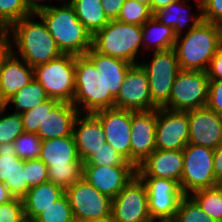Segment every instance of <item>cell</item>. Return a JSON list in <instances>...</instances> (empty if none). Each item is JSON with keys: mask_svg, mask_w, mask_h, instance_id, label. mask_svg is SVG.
I'll use <instances>...</instances> for the list:
<instances>
[{"mask_svg": "<svg viewBox=\"0 0 222 222\" xmlns=\"http://www.w3.org/2000/svg\"><path fill=\"white\" fill-rule=\"evenodd\" d=\"M192 17V25L181 39L177 36L174 50L181 70L205 71L222 45V26L202 20L201 13ZM179 39L181 41H179Z\"/></svg>", "mask_w": 222, "mask_h": 222, "instance_id": "6da1fadb", "label": "cell"}, {"mask_svg": "<svg viewBox=\"0 0 222 222\" xmlns=\"http://www.w3.org/2000/svg\"><path fill=\"white\" fill-rule=\"evenodd\" d=\"M35 15L43 20L62 54L85 55L92 47V35L78 20L70 3L49 6Z\"/></svg>", "mask_w": 222, "mask_h": 222, "instance_id": "7a4b0ae2", "label": "cell"}, {"mask_svg": "<svg viewBox=\"0 0 222 222\" xmlns=\"http://www.w3.org/2000/svg\"><path fill=\"white\" fill-rule=\"evenodd\" d=\"M34 16L24 17L8 28L12 30L19 56L33 68L62 54L43 20L40 19L41 23L34 22L31 20Z\"/></svg>", "mask_w": 222, "mask_h": 222, "instance_id": "3957f363", "label": "cell"}, {"mask_svg": "<svg viewBox=\"0 0 222 222\" xmlns=\"http://www.w3.org/2000/svg\"><path fill=\"white\" fill-rule=\"evenodd\" d=\"M141 44L143 45L142 26L118 20H110L92 36V47L97 52L131 64H138L135 58Z\"/></svg>", "mask_w": 222, "mask_h": 222, "instance_id": "277c9868", "label": "cell"}, {"mask_svg": "<svg viewBox=\"0 0 222 222\" xmlns=\"http://www.w3.org/2000/svg\"><path fill=\"white\" fill-rule=\"evenodd\" d=\"M115 98L106 95L105 82L94 65L86 56H75V95L72 104L86 113L114 107ZM83 104L82 106L79 105Z\"/></svg>", "mask_w": 222, "mask_h": 222, "instance_id": "5b68a950", "label": "cell"}, {"mask_svg": "<svg viewBox=\"0 0 222 222\" xmlns=\"http://www.w3.org/2000/svg\"><path fill=\"white\" fill-rule=\"evenodd\" d=\"M34 69V79L51 99L72 103L75 95V56L61 54Z\"/></svg>", "mask_w": 222, "mask_h": 222, "instance_id": "8992f818", "label": "cell"}, {"mask_svg": "<svg viewBox=\"0 0 222 222\" xmlns=\"http://www.w3.org/2000/svg\"><path fill=\"white\" fill-rule=\"evenodd\" d=\"M153 52L151 61L140 65L148 77L152 103L157 108H163L169 101L174 80L181 68L174 48Z\"/></svg>", "mask_w": 222, "mask_h": 222, "instance_id": "52a82bcc", "label": "cell"}, {"mask_svg": "<svg viewBox=\"0 0 222 222\" xmlns=\"http://www.w3.org/2000/svg\"><path fill=\"white\" fill-rule=\"evenodd\" d=\"M209 81L205 71L181 70L174 80L169 101L163 108L187 112L205 107Z\"/></svg>", "mask_w": 222, "mask_h": 222, "instance_id": "ba28073f", "label": "cell"}, {"mask_svg": "<svg viewBox=\"0 0 222 222\" xmlns=\"http://www.w3.org/2000/svg\"><path fill=\"white\" fill-rule=\"evenodd\" d=\"M214 149L195 144H187L183 149L184 166L181 177V190L184 195L220 183L215 179L213 169Z\"/></svg>", "mask_w": 222, "mask_h": 222, "instance_id": "9c48e42d", "label": "cell"}, {"mask_svg": "<svg viewBox=\"0 0 222 222\" xmlns=\"http://www.w3.org/2000/svg\"><path fill=\"white\" fill-rule=\"evenodd\" d=\"M75 222L111 215L112 199L81 178L65 190Z\"/></svg>", "mask_w": 222, "mask_h": 222, "instance_id": "30bf717a", "label": "cell"}, {"mask_svg": "<svg viewBox=\"0 0 222 222\" xmlns=\"http://www.w3.org/2000/svg\"><path fill=\"white\" fill-rule=\"evenodd\" d=\"M111 215L115 222H156L148 210L146 185L138 175L112 199Z\"/></svg>", "mask_w": 222, "mask_h": 222, "instance_id": "8fae6325", "label": "cell"}, {"mask_svg": "<svg viewBox=\"0 0 222 222\" xmlns=\"http://www.w3.org/2000/svg\"><path fill=\"white\" fill-rule=\"evenodd\" d=\"M148 192V210L152 221L173 220L184 196L180 184L163 178H141Z\"/></svg>", "mask_w": 222, "mask_h": 222, "instance_id": "7c38bea8", "label": "cell"}, {"mask_svg": "<svg viewBox=\"0 0 222 222\" xmlns=\"http://www.w3.org/2000/svg\"><path fill=\"white\" fill-rule=\"evenodd\" d=\"M114 107L133 112L157 109L152 103L147 74L140 63L132 64L128 68L114 100Z\"/></svg>", "mask_w": 222, "mask_h": 222, "instance_id": "4fadbf2b", "label": "cell"}, {"mask_svg": "<svg viewBox=\"0 0 222 222\" xmlns=\"http://www.w3.org/2000/svg\"><path fill=\"white\" fill-rule=\"evenodd\" d=\"M189 139L188 111L157 108L156 149L183 150Z\"/></svg>", "mask_w": 222, "mask_h": 222, "instance_id": "5bb4252c", "label": "cell"}, {"mask_svg": "<svg viewBox=\"0 0 222 222\" xmlns=\"http://www.w3.org/2000/svg\"><path fill=\"white\" fill-rule=\"evenodd\" d=\"M93 114L104 128L106 142L131 163L132 111L113 107Z\"/></svg>", "mask_w": 222, "mask_h": 222, "instance_id": "9a60e30c", "label": "cell"}, {"mask_svg": "<svg viewBox=\"0 0 222 222\" xmlns=\"http://www.w3.org/2000/svg\"><path fill=\"white\" fill-rule=\"evenodd\" d=\"M136 175V166L83 165L82 178L114 199Z\"/></svg>", "mask_w": 222, "mask_h": 222, "instance_id": "2e32d148", "label": "cell"}, {"mask_svg": "<svg viewBox=\"0 0 222 222\" xmlns=\"http://www.w3.org/2000/svg\"><path fill=\"white\" fill-rule=\"evenodd\" d=\"M157 109L132 111L131 163L136 167L156 150Z\"/></svg>", "mask_w": 222, "mask_h": 222, "instance_id": "e0dca14e", "label": "cell"}, {"mask_svg": "<svg viewBox=\"0 0 222 222\" xmlns=\"http://www.w3.org/2000/svg\"><path fill=\"white\" fill-rule=\"evenodd\" d=\"M189 144L215 149L222 144V115L205 107L188 111Z\"/></svg>", "mask_w": 222, "mask_h": 222, "instance_id": "ac0fdd59", "label": "cell"}, {"mask_svg": "<svg viewBox=\"0 0 222 222\" xmlns=\"http://www.w3.org/2000/svg\"><path fill=\"white\" fill-rule=\"evenodd\" d=\"M183 166V150L156 149L136 167V172L140 178L175 180L181 187Z\"/></svg>", "mask_w": 222, "mask_h": 222, "instance_id": "d6986e66", "label": "cell"}, {"mask_svg": "<svg viewBox=\"0 0 222 222\" xmlns=\"http://www.w3.org/2000/svg\"><path fill=\"white\" fill-rule=\"evenodd\" d=\"M0 61V96L6 102L34 79V69L26 61H20L12 50Z\"/></svg>", "mask_w": 222, "mask_h": 222, "instance_id": "ffe728a7", "label": "cell"}, {"mask_svg": "<svg viewBox=\"0 0 222 222\" xmlns=\"http://www.w3.org/2000/svg\"><path fill=\"white\" fill-rule=\"evenodd\" d=\"M73 136L79 158L85 163L106 142L104 128L100 120L93 113L78 114L74 126Z\"/></svg>", "mask_w": 222, "mask_h": 222, "instance_id": "44dd1931", "label": "cell"}, {"mask_svg": "<svg viewBox=\"0 0 222 222\" xmlns=\"http://www.w3.org/2000/svg\"><path fill=\"white\" fill-rule=\"evenodd\" d=\"M0 182L14 198L22 199L30 190L24 172V160L16 155L13 143L0 144Z\"/></svg>", "mask_w": 222, "mask_h": 222, "instance_id": "7402d4cb", "label": "cell"}, {"mask_svg": "<svg viewBox=\"0 0 222 222\" xmlns=\"http://www.w3.org/2000/svg\"><path fill=\"white\" fill-rule=\"evenodd\" d=\"M80 113L72 103L58 102L51 111H47L36 134L41 140L71 136Z\"/></svg>", "mask_w": 222, "mask_h": 222, "instance_id": "603a6c76", "label": "cell"}, {"mask_svg": "<svg viewBox=\"0 0 222 222\" xmlns=\"http://www.w3.org/2000/svg\"><path fill=\"white\" fill-rule=\"evenodd\" d=\"M39 159L48 167L83 166L73 134L66 137L42 140Z\"/></svg>", "mask_w": 222, "mask_h": 222, "instance_id": "cb8c5ba5", "label": "cell"}, {"mask_svg": "<svg viewBox=\"0 0 222 222\" xmlns=\"http://www.w3.org/2000/svg\"><path fill=\"white\" fill-rule=\"evenodd\" d=\"M95 65L98 73L102 75L106 95L117 97L121 84L125 80V76L131 63L111 57L97 52L93 47L85 54Z\"/></svg>", "mask_w": 222, "mask_h": 222, "instance_id": "d4e9b609", "label": "cell"}, {"mask_svg": "<svg viewBox=\"0 0 222 222\" xmlns=\"http://www.w3.org/2000/svg\"><path fill=\"white\" fill-rule=\"evenodd\" d=\"M65 194L60 186L46 182L32 187L22 198L25 218L33 221L43 210Z\"/></svg>", "mask_w": 222, "mask_h": 222, "instance_id": "484cf974", "label": "cell"}, {"mask_svg": "<svg viewBox=\"0 0 222 222\" xmlns=\"http://www.w3.org/2000/svg\"><path fill=\"white\" fill-rule=\"evenodd\" d=\"M70 4L78 20L92 36L110 21L103 11L101 0H72Z\"/></svg>", "mask_w": 222, "mask_h": 222, "instance_id": "4316f807", "label": "cell"}, {"mask_svg": "<svg viewBox=\"0 0 222 222\" xmlns=\"http://www.w3.org/2000/svg\"><path fill=\"white\" fill-rule=\"evenodd\" d=\"M143 43L146 41L152 43L150 39H154L152 46L154 51H162L174 48L177 36L174 29L170 26L160 23L153 16L142 25ZM156 37V38H155Z\"/></svg>", "mask_w": 222, "mask_h": 222, "instance_id": "83f0119b", "label": "cell"}, {"mask_svg": "<svg viewBox=\"0 0 222 222\" xmlns=\"http://www.w3.org/2000/svg\"><path fill=\"white\" fill-rule=\"evenodd\" d=\"M49 99L42 85L33 79L29 84L25 85L20 91L15 93L9 100L6 101V106L11 102L14 104L15 113L22 114L45 100Z\"/></svg>", "mask_w": 222, "mask_h": 222, "instance_id": "f1b7e54d", "label": "cell"}, {"mask_svg": "<svg viewBox=\"0 0 222 222\" xmlns=\"http://www.w3.org/2000/svg\"><path fill=\"white\" fill-rule=\"evenodd\" d=\"M215 222H222V186L204 188L190 195Z\"/></svg>", "mask_w": 222, "mask_h": 222, "instance_id": "f546056e", "label": "cell"}, {"mask_svg": "<svg viewBox=\"0 0 222 222\" xmlns=\"http://www.w3.org/2000/svg\"><path fill=\"white\" fill-rule=\"evenodd\" d=\"M181 2L182 1L172 2L153 14V17L160 23L172 27L176 36L181 35L182 27H184V25H186V23L190 20L188 15L185 14L187 16L186 17L183 14L186 9L184 8L185 6L182 8Z\"/></svg>", "mask_w": 222, "mask_h": 222, "instance_id": "4dcf8cb0", "label": "cell"}, {"mask_svg": "<svg viewBox=\"0 0 222 222\" xmlns=\"http://www.w3.org/2000/svg\"><path fill=\"white\" fill-rule=\"evenodd\" d=\"M33 222H75L67 195L64 194L52 205L45 208Z\"/></svg>", "mask_w": 222, "mask_h": 222, "instance_id": "1f68e13d", "label": "cell"}, {"mask_svg": "<svg viewBox=\"0 0 222 222\" xmlns=\"http://www.w3.org/2000/svg\"><path fill=\"white\" fill-rule=\"evenodd\" d=\"M173 222H215L190 196L184 195L179 203Z\"/></svg>", "mask_w": 222, "mask_h": 222, "instance_id": "d6a6232c", "label": "cell"}, {"mask_svg": "<svg viewBox=\"0 0 222 222\" xmlns=\"http://www.w3.org/2000/svg\"><path fill=\"white\" fill-rule=\"evenodd\" d=\"M153 14L150 8L136 0H125L116 20L142 26Z\"/></svg>", "mask_w": 222, "mask_h": 222, "instance_id": "836d02e7", "label": "cell"}, {"mask_svg": "<svg viewBox=\"0 0 222 222\" xmlns=\"http://www.w3.org/2000/svg\"><path fill=\"white\" fill-rule=\"evenodd\" d=\"M31 14L25 0H0V23L6 29Z\"/></svg>", "mask_w": 222, "mask_h": 222, "instance_id": "e575fe53", "label": "cell"}, {"mask_svg": "<svg viewBox=\"0 0 222 222\" xmlns=\"http://www.w3.org/2000/svg\"><path fill=\"white\" fill-rule=\"evenodd\" d=\"M6 108L0 113V144L13 143L24 132L22 115L14 112L5 116Z\"/></svg>", "mask_w": 222, "mask_h": 222, "instance_id": "d590c367", "label": "cell"}, {"mask_svg": "<svg viewBox=\"0 0 222 222\" xmlns=\"http://www.w3.org/2000/svg\"><path fill=\"white\" fill-rule=\"evenodd\" d=\"M83 166L48 167V181L64 190L82 178Z\"/></svg>", "mask_w": 222, "mask_h": 222, "instance_id": "8d00e7d4", "label": "cell"}, {"mask_svg": "<svg viewBox=\"0 0 222 222\" xmlns=\"http://www.w3.org/2000/svg\"><path fill=\"white\" fill-rule=\"evenodd\" d=\"M16 155L21 160L39 158L42 140L36 133L23 132L14 142Z\"/></svg>", "mask_w": 222, "mask_h": 222, "instance_id": "74e56055", "label": "cell"}, {"mask_svg": "<svg viewBox=\"0 0 222 222\" xmlns=\"http://www.w3.org/2000/svg\"><path fill=\"white\" fill-rule=\"evenodd\" d=\"M83 165L101 166H135L118 153L110 144H105L95 152Z\"/></svg>", "mask_w": 222, "mask_h": 222, "instance_id": "f35d334b", "label": "cell"}, {"mask_svg": "<svg viewBox=\"0 0 222 222\" xmlns=\"http://www.w3.org/2000/svg\"><path fill=\"white\" fill-rule=\"evenodd\" d=\"M58 102V100L49 98L43 103L39 104L37 107L23 112L21 115L24 132L37 133L38 128L40 125H42L47 111H51Z\"/></svg>", "mask_w": 222, "mask_h": 222, "instance_id": "ab89813d", "label": "cell"}, {"mask_svg": "<svg viewBox=\"0 0 222 222\" xmlns=\"http://www.w3.org/2000/svg\"><path fill=\"white\" fill-rule=\"evenodd\" d=\"M24 172L30 188L48 182V166L39 158L24 160Z\"/></svg>", "mask_w": 222, "mask_h": 222, "instance_id": "60d3db41", "label": "cell"}, {"mask_svg": "<svg viewBox=\"0 0 222 222\" xmlns=\"http://www.w3.org/2000/svg\"><path fill=\"white\" fill-rule=\"evenodd\" d=\"M25 219L22 199L14 198L0 205V222H23Z\"/></svg>", "mask_w": 222, "mask_h": 222, "instance_id": "b9f144b4", "label": "cell"}, {"mask_svg": "<svg viewBox=\"0 0 222 222\" xmlns=\"http://www.w3.org/2000/svg\"><path fill=\"white\" fill-rule=\"evenodd\" d=\"M202 20L222 26V0H201Z\"/></svg>", "mask_w": 222, "mask_h": 222, "instance_id": "7bdbcfd3", "label": "cell"}, {"mask_svg": "<svg viewBox=\"0 0 222 222\" xmlns=\"http://www.w3.org/2000/svg\"><path fill=\"white\" fill-rule=\"evenodd\" d=\"M206 107L222 115V79H210Z\"/></svg>", "mask_w": 222, "mask_h": 222, "instance_id": "ee69618b", "label": "cell"}, {"mask_svg": "<svg viewBox=\"0 0 222 222\" xmlns=\"http://www.w3.org/2000/svg\"><path fill=\"white\" fill-rule=\"evenodd\" d=\"M206 73L209 79H222V45L210 60Z\"/></svg>", "mask_w": 222, "mask_h": 222, "instance_id": "f6af8a7d", "label": "cell"}, {"mask_svg": "<svg viewBox=\"0 0 222 222\" xmlns=\"http://www.w3.org/2000/svg\"><path fill=\"white\" fill-rule=\"evenodd\" d=\"M125 0H101L103 11L109 20H116Z\"/></svg>", "mask_w": 222, "mask_h": 222, "instance_id": "bcb514c9", "label": "cell"}, {"mask_svg": "<svg viewBox=\"0 0 222 222\" xmlns=\"http://www.w3.org/2000/svg\"><path fill=\"white\" fill-rule=\"evenodd\" d=\"M213 169L215 179L222 183V144L214 149Z\"/></svg>", "mask_w": 222, "mask_h": 222, "instance_id": "7dc6e473", "label": "cell"}, {"mask_svg": "<svg viewBox=\"0 0 222 222\" xmlns=\"http://www.w3.org/2000/svg\"><path fill=\"white\" fill-rule=\"evenodd\" d=\"M9 30L4 29L0 33V61L10 50Z\"/></svg>", "mask_w": 222, "mask_h": 222, "instance_id": "c3c4849f", "label": "cell"}, {"mask_svg": "<svg viewBox=\"0 0 222 222\" xmlns=\"http://www.w3.org/2000/svg\"><path fill=\"white\" fill-rule=\"evenodd\" d=\"M25 1H26V4H27V7H28L29 11L32 14H36L38 11L46 9V8L49 7V5H44L43 3L41 4L39 2L40 0H38V1L37 0H25Z\"/></svg>", "mask_w": 222, "mask_h": 222, "instance_id": "681fc988", "label": "cell"}, {"mask_svg": "<svg viewBox=\"0 0 222 222\" xmlns=\"http://www.w3.org/2000/svg\"><path fill=\"white\" fill-rule=\"evenodd\" d=\"M14 199V196L8 190V188L4 185V183L0 182V205L7 203Z\"/></svg>", "mask_w": 222, "mask_h": 222, "instance_id": "f907efd6", "label": "cell"}, {"mask_svg": "<svg viewBox=\"0 0 222 222\" xmlns=\"http://www.w3.org/2000/svg\"><path fill=\"white\" fill-rule=\"evenodd\" d=\"M183 1L184 0H152L151 2V13L154 14L156 11L160 10L163 7L168 6L172 2Z\"/></svg>", "mask_w": 222, "mask_h": 222, "instance_id": "816d5d0a", "label": "cell"}, {"mask_svg": "<svg viewBox=\"0 0 222 222\" xmlns=\"http://www.w3.org/2000/svg\"><path fill=\"white\" fill-rule=\"evenodd\" d=\"M81 222H115V220L112 215H109L103 218L91 219V220H86V221H81Z\"/></svg>", "mask_w": 222, "mask_h": 222, "instance_id": "f5cc1de1", "label": "cell"}, {"mask_svg": "<svg viewBox=\"0 0 222 222\" xmlns=\"http://www.w3.org/2000/svg\"><path fill=\"white\" fill-rule=\"evenodd\" d=\"M136 1L147 5L150 8V11H151V2H152V0H136Z\"/></svg>", "mask_w": 222, "mask_h": 222, "instance_id": "db71d44e", "label": "cell"}, {"mask_svg": "<svg viewBox=\"0 0 222 222\" xmlns=\"http://www.w3.org/2000/svg\"><path fill=\"white\" fill-rule=\"evenodd\" d=\"M6 107V102L0 96V113Z\"/></svg>", "mask_w": 222, "mask_h": 222, "instance_id": "11a10c76", "label": "cell"}, {"mask_svg": "<svg viewBox=\"0 0 222 222\" xmlns=\"http://www.w3.org/2000/svg\"><path fill=\"white\" fill-rule=\"evenodd\" d=\"M198 2V8L201 9V0H196Z\"/></svg>", "mask_w": 222, "mask_h": 222, "instance_id": "9f6ffc18", "label": "cell"}, {"mask_svg": "<svg viewBox=\"0 0 222 222\" xmlns=\"http://www.w3.org/2000/svg\"><path fill=\"white\" fill-rule=\"evenodd\" d=\"M5 28L1 25L0 23V33L4 30Z\"/></svg>", "mask_w": 222, "mask_h": 222, "instance_id": "6f0895ef", "label": "cell"}, {"mask_svg": "<svg viewBox=\"0 0 222 222\" xmlns=\"http://www.w3.org/2000/svg\"><path fill=\"white\" fill-rule=\"evenodd\" d=\"M158 222H173L172 220H162V221H158Z\"/></svg>", "mask_w": 222, "mask_h": 222, "instance_id": "680465c9", "label": "cell"}, {"mask_svg": "<svg viewBox=\"0 0 222 222\" xmlns=\"http://www.w3.org/2000/svg\"><path fill=\"white\" fill-rule=\"evenodd\" d=\"M23 222H33V221H30V220H28V219H25Z\"/></svg>", "mask_w": 222, "mask_h": 222, "instance_id": "91938a15", "label": "cell"}]
</instances>
